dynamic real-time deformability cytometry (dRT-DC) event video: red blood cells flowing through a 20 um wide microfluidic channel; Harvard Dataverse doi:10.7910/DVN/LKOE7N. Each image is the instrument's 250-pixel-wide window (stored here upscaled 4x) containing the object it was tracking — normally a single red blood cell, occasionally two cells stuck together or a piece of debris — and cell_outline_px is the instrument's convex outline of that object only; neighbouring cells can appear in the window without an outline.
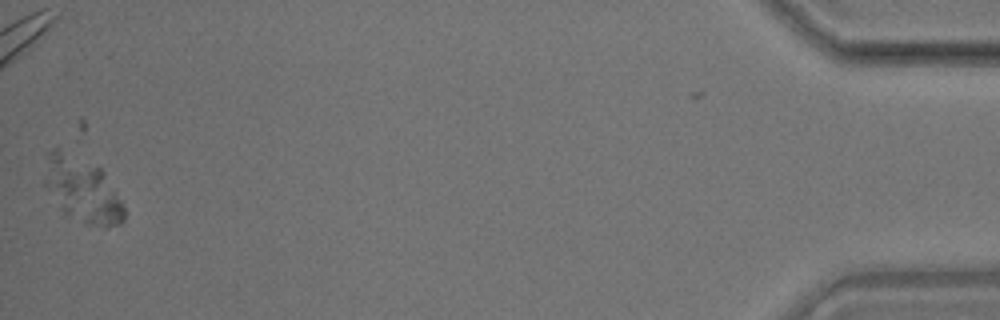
{"species": "common noctule bat (a hibernating species)", "species_latin": "Nyctalus noctula", "temperature_condition": "room temperature", "stored_images_in_passage": 44, "camera_frame_rate_fps": 3000, "um_per_image_px": 0.085, "animal": {"sex": "male", "body_mass_g": 17.9}, "frame": {"image": 1, "passage_image": 42, "time_ms": 13.667, "image_size_px": [1000, 320], "cell_outline_px": [[124, 220], [120, 224], [108, 228], [104, 228], [88, 224], [64, 212], [60, 208], [44, 184], [44, 180], [48, 152], [52, 148], [56, 148], [100, 168], [104, 172], [120, 200], [124, 208]], "centroid_in_image_um": [7.01, 16.17], "position_along_channel_um": 428.2, "area_um2": 29.3}}